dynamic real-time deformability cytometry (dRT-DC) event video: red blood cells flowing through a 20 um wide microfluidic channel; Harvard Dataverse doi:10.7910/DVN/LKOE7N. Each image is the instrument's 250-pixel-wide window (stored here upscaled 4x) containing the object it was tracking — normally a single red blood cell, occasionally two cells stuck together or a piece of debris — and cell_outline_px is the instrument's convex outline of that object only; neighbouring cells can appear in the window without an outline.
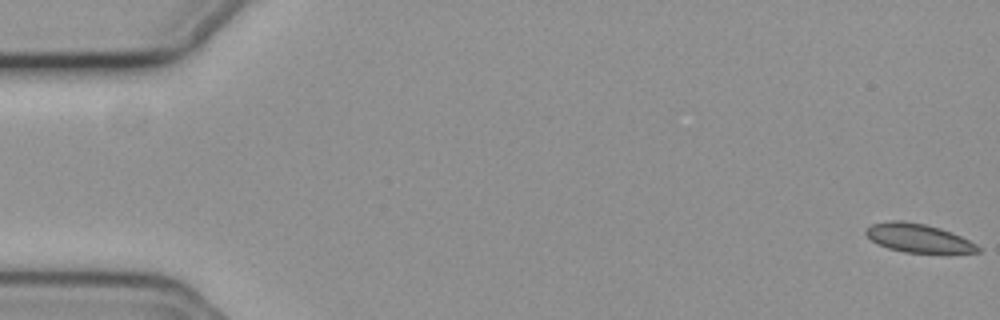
{"species": "common noctule bat (a hibernating species)", "species_latin": "Nyctalus noctula", "temperature_condition": "cold", "stored_images_in_passage": 19, "camera_frame_rate_fps": 3000, "um_per_image_px": 0.085, "animal": {"sex": "female", "body_mass_g": 19.3, "forearm_length_mm": 54.1}, "frame": {"image": 1, "passage_image": 1, "time_ms": 0.0, "image_size_px": [1000, 320], "cell_outline_px": [[980, 252], [948, 256], [940, 256], [904, 252], [888, 248], [876, 244], [864, 232], [872, 224], [892, 220], [904, 220], [924, 224], [940, 228], [952, 232], [976, 244], [980, 248]], "centroid_in_image_um": [78.15, 20.3], "position_along_channel_um": 6.8, "area_um2": 19.59}}
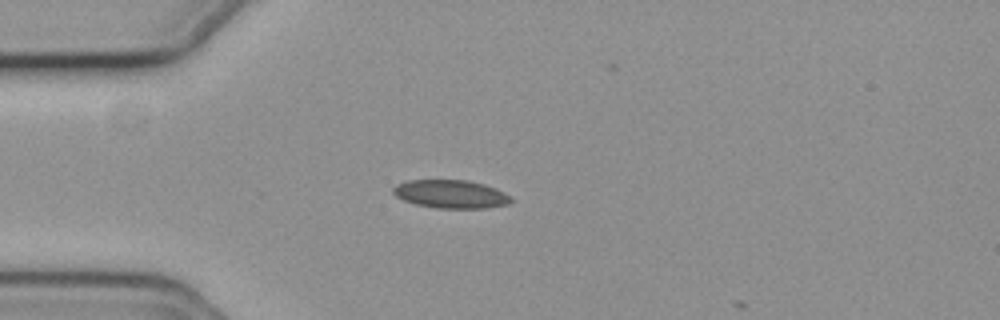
{"frame": {"image": 2, "passage_image": 16, "time_ms": 5.0, "image_size_px": [1000, 320], "cell_outline_px": [[512, 200], [508, 204], [484, 208], [436, 208], [416, 204], [404, 200], [396, 196], [392, 192], [392, 188], [396, 184], [408, 180], [468, 180], [484, 184], [496, 188], [512, 196]], "centroid_in_image_um": [38.32, 16.49], "position_along_channel_um": 46.7, "area_um2": 19.48}}